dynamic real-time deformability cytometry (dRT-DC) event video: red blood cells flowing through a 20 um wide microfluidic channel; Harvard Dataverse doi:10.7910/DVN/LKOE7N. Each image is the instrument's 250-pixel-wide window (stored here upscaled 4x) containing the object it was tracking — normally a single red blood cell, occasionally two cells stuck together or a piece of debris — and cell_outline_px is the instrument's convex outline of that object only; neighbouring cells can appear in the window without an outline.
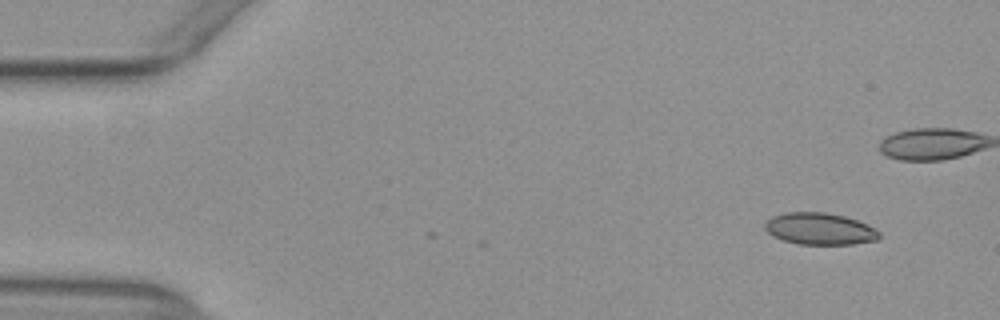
{"species": "common noctule bat (a hibernating species)", "species_latin": "Nyctalus noctula", "temperature_condition": "warm", "stored_images_in_passage": 3, "camera_frame_rate_fps": 3000, "um_per_image_px": 0.085, "animal": {"sex": "female", "body_mass_g": 29.2, "forearm_length_mm": 56.3}, "frame": {"image": 1, "passage_image": 1, "time_ms": 0.0, "image_size_px": [1000, 320], "cell_outline_px": [[880, 236], [876, 240], [852, 244], [796, 244], [772, 236], [764, 228], [764, 224], [772, 216], [784, 212], [828, 212], [844, 216], [868, 224], [880, 232]], "centroid_in_image_um": [69.66, 19.44], "position_along_channel_um": 15.3, "area_um2": 21.27}}